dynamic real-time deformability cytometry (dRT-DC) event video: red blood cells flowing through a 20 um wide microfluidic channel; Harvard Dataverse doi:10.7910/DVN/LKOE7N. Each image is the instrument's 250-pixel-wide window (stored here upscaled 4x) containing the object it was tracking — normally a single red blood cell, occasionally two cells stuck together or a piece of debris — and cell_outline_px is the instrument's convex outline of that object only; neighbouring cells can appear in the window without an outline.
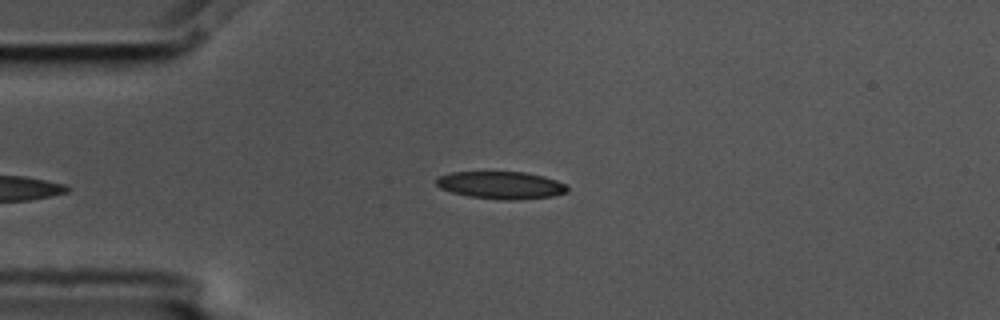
{"species": "common noctule bat (a hibernating species)", "species_latin": "Nyctalus noctula", "temperature_condition": "cold", "stored_images_in_passage": 3, "camera_frame_rate_fps": 3000, "um_per_image_px": 0.085, "animal": {"sex": "male", "body_mass_g": 17.5, "forearm_length_mm": 52.3}, "frame": {"image": 1, "passage_image": 3, "time_ms": 0.667, "image_size_px": [1000, 320], "cell_outline_px": [[568, 192], [552, 196], [516, 200], [504, 200], [468, 196], [452, 192], [440, 188], [436, 184], [436, 176], [452, 172], [524, 172], [544, 176], [568, 184]], "centroid_in_image_um": [42.6, 15.73], "position_along_channel_um": 42.4, "area_um2": 21.1}}